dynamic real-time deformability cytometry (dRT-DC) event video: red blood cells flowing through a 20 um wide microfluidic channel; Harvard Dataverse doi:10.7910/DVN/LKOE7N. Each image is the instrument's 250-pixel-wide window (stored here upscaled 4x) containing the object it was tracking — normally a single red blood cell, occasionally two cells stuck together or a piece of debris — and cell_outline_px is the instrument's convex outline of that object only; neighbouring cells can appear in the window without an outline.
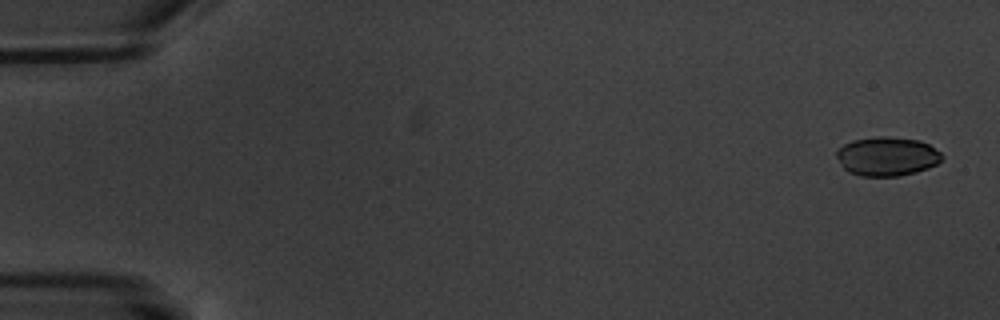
{"species": "common noctule bat (a hibernating species)", "species_latin": "Nyctalus noctula", "temperature_condition": "warm", "stored_images_in_passage": 7, "camera_frame_rate_fps": 3000, "um_per_image_px": 0.085, "animal": {"sex": "male", "body_mass_g": 20.1, "forearm_length_mm": 53.5}, "frame": {"image": 1, "passage_image": 1, "time_ms": 0.0, "image_size_px": [1000, 320], "cell_outline_px": [[944, 156], [936, 164], [928, 168], [916, 172], [900, 176], [860, 176], [848, 172], [840, 164], [836, 156], [836, 152], [844, 144], [852, 140], [876, 136], [888, 136], [920, 140], [928, 144], [940, 152]], "centroid_in_image_um": [75.39, 13.29], "position_along_channel_um": 9.6, "area_um2": 24.1}}
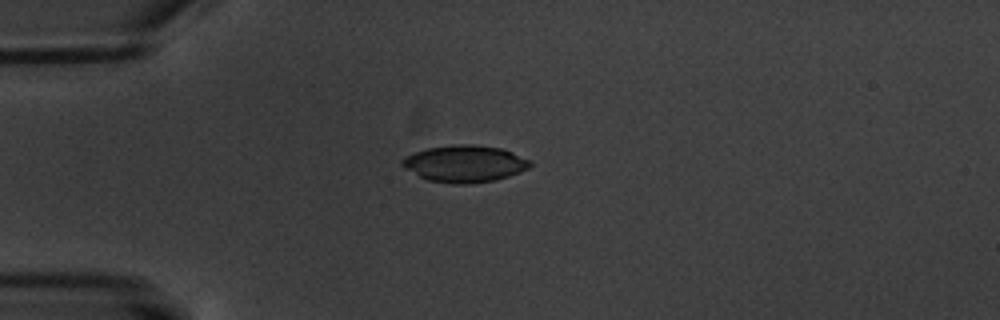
{"frame": {"image": 2, "passage_image": 5, "time_ms": 4.667, "image_size_px": [1000, 320], "cell_outline_px": [[532, 164], [528, 168], [520, 172], [508, 176], [492, 180], [468, 184], [452, 184], [428, 180], [404, 168], [400, 164], [400, 160], [416, 152], [428, 148], [460, 144], [472, 144], [500, 148], [512, 152], [528, 160]], "centroid_in_image_um": [39.48, 13.92], "position_along_channel_um": 45.5, "area_um2": 27.11}}